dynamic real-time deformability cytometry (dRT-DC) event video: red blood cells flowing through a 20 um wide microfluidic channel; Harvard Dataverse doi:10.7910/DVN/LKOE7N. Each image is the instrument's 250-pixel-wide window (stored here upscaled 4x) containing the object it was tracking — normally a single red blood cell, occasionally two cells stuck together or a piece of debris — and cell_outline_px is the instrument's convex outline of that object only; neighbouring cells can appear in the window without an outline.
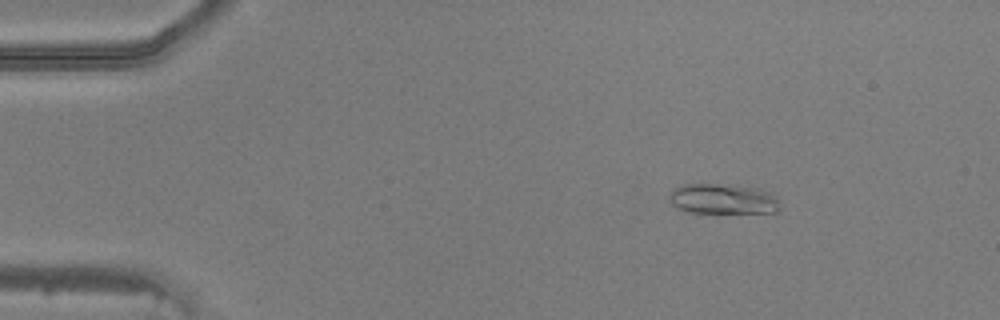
{"species": "common noctule bat (a hibernating species)", "species_latin": "Nyctalus noctula", "temperature_condition": "warm", "stored_images_in_passage": 44, "camera_frame_rate_fps": 3000, "um_per_image_px": 0.085, "animal": {"sex": "male", "body_mass_g": 20.5, "forearm_length_mm": 52.5}, "frame": {"image": 1, "passage_image": 3, "time_ms": 0.667, "image_size_px": [1000, 320], "cell_outline_px": [[780, 208], [776, 216], [684, 212], [676, 208], [672, 204], [668, 196], [672, 188], [680, 184], [732, 184], [760, 188], [772, 192], [776, 196]], "centroid_in_image_um": [61.55, 16.97], "position_along_channel_um": 23.4, "area_um2": 21.27}}
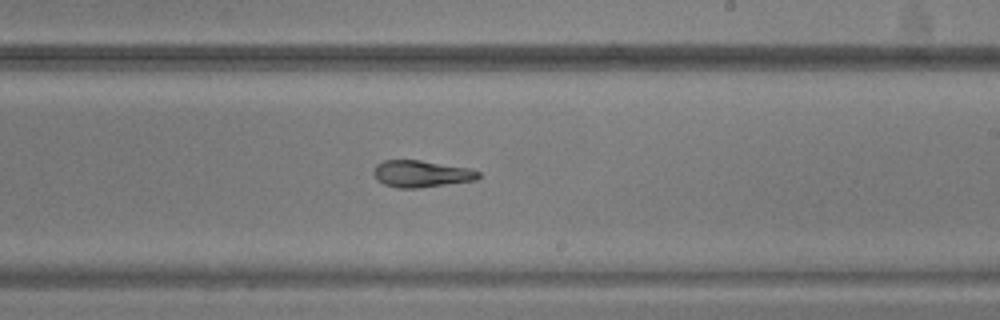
{"frame": {"image": 2, "passage_image": 25, "time_ms": 8.0, "image_size_px": [1000, 320], "cell_outline_px": [[480, 176], [476, 180], [416, 188], [396, 188], [384, 184], [376, 180], [372, 172], [376, 164], [384, 160], [420, 160], [472, 168], [480, 172]], "centroid_in_image_um": [35.79, 14.76], "position_along_channel_um": 253.2, "area_um2": 16.53}}
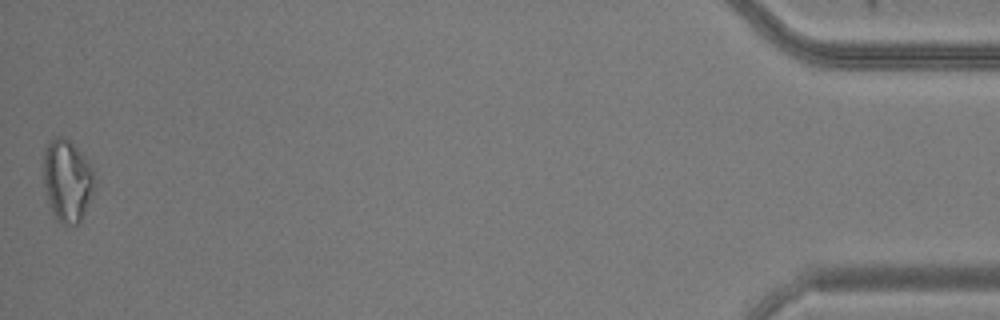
{"frame": {"image": 3, "passage_image": 44, "time_ms": 14.333, "image_size_px": [1000, 320], "cell_outline_px": [[96, 184], [80, 224], [64, 224], [52, 212], [48, 200], [44, 184], [44, 152], [48, 144], [56, 136], [60, 136], [68, 140], [88, 160], [92, 168], [96, 180]], "centroid_in_image_um": [5.75, 15.36], "position_along_channel_um": 429.5, "area_um2": 24.16}}